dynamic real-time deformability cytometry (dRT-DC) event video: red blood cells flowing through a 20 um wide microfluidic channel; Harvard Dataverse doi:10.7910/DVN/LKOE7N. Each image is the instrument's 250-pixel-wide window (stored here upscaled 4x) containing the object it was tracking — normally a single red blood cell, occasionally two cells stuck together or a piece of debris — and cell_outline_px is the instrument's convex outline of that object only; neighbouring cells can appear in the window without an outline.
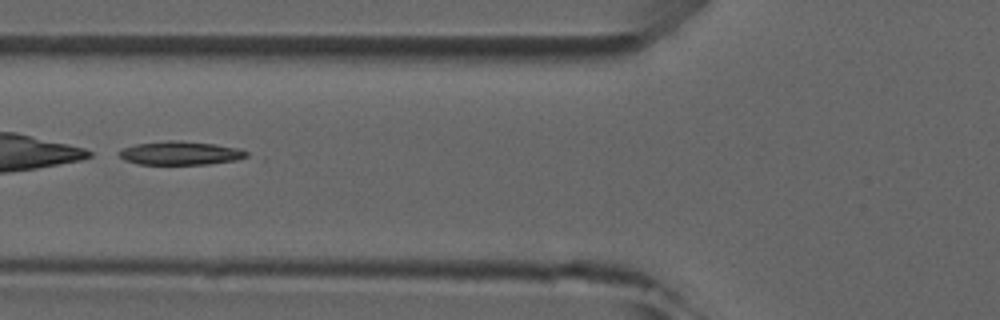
{"species": "common noctule bat (a hibernating species)", "species_latin": "Nyctalus noctula", "temperature_condition": "room temperature", "stored_images_in_passage": 7, "camera_frame_rate_fps": 3000, "um_per_image_px": 0.085, "animal": {"sex": "male", "forearm_length_mm": 52.5}, "frame": {"image": 1, "passage_image": 5, "time_ms": 5.667, "image_size_px": [1000, 320], "cell_outline_px": [[248, 156], [236, 160], [208, 164], [140, 164], [124, 160], [116, 152], [120, 148], [136, 144], [168, 140], [176, 140], [216, 144], [240, 148], [248, 152]], "centroid_in_image_um": [15.31, 13.0], "position_along_channel_um": 110.5, "area_um2": 17.63}}
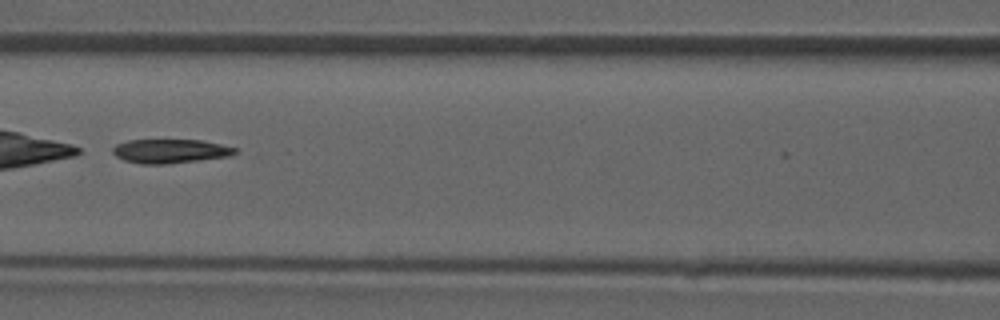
{"frame": {"image": 2, "passage_image": 6, "time_ms": 6.667, "image_size_px": [1000, 320], "cell_outline_px": [[236, 152], [228, 156], [200, 160], [164, 164], [140, 164], [124, 160], [116, 156], [112, 152], [112, 148], [116, 144], [128, 140], [200, 140], [220, 144], [236, 148]], "centroid_in_image_um": [14.42, 12.84], "position_along_channel_um": 152.2, "area_um2": 16.99}}